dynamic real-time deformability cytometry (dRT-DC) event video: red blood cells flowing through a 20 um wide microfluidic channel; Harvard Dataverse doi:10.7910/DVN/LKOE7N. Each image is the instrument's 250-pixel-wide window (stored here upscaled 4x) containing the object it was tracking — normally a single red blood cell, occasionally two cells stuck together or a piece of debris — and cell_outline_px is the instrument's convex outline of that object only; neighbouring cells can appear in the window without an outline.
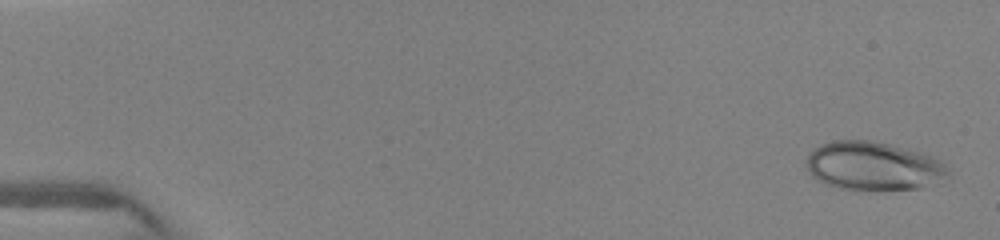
{"species": "human", "species_latin": "Homo sapiens", "temperature_condition": "warm", "stored_images_in_passage": 6, "camera_frame_rate_fps": 3000, "um_per_image_px": 0.085, "donor": {"sex": "female"}, "frame": {"image": 1, "passage_image": 1, "time_ms": 0.0, "image_size_px": [1000, 240], "cell_outline_px": [[952, 180], [920, 188], [880, 192], [856, 192], [840, 188], [828, 184], [812, 176], [808, 168], [808, 156], [816, 148], [824, 144], [836, 140], [868, 140], [908, 148], [932, 156], [940, 160], [944, 164]], "centroid_in_image_um": [74.35, 14.17], "position_along_channel_um": 10.6, "area_um2": 40.98}}